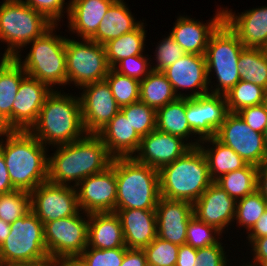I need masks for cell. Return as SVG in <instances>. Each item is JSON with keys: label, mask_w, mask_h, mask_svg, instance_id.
<instances>
[{"label": "cell", "mask_w": 267, "mask_h": 266, "mask_svg": "<svg viewBox=\"0 0 267 266\" xmlns=\"http://www.w3.org/2000/svg\"><path fill=\"white\" fill-rule=\"evenodd\" d=\"M30 207L42 223L73 216L81 211L75 187L49 181L30 192Z\"/></svg>", "instance_id": "cell-13"}, {"label": "cell", "mask_w": 267, "mask_h": 266, "mask_svg": "<svg viewBox=\"0 0 267 266\" xmlns=\"http://www.w3.org/2000/svg\"><path fill=\"white\" fill-rule=\"evenodd\" d=\"M127 248H86L77 258L86 266H121Z\"/></svg>", "instance_id": "cell-43"}, {"label": "cell", "mask_w": 267, "mask_h": 266, "mask_svg": "<svg viewBox=\"0 0 267 266\" xmlns=\"http://www.w3.org/2000/svg\"><path fill=\"white\" fill-rule=\"evenodd\" d=\"M105 81L120 108L139 101L140 81L123 75L113 68L109 69Z\"/></svg>", "instance_id": "cell-37"}, {"label": "cell", "mask_w": 267, "mask_h": 266, "mask_svg": "<svg viewBox=\"0 0 267 266\" xmlns=\"http://www.w3.org/2000/svg\"><path fill=\"white\" fill-rule=\"evenodd\" d=\"M229 114L224 95L207 93L186 98V118L200 140L216 136V132Z\"/></svg>", "instance_id": "cell-16"}, {"label": "cell", "mask_w": 267, "mask_h": 266, "mask_svg": "<svg viewBox=\"0 0 267 266\" xmlns=\"http://www.w3.org/2000/svg\"><path fill=\"white\" fill-rule=\"evenodd\" d=\"M263 135H264V138H265V142H266V144H267V125L265 126Z\"/></svg>", "instance_id": "cell-59"}, {"label": "cell", "mask_w": 267, "mask_h": 266, "mask_svg": "<svg viewBox=\"0 0 267 266\" xmlns=\"http://www.w3.org/2000/svg\"><path fill=\"white\" fill-rule=\"evenodd\" d=\"M222 244L220 242L219 244L197 249V259L193 266H229L227 262L230 261Z\"/></svg>", "instance_id": "cell-47"}, {"label": "cell", "mask_w": 267, "mask_h": 266, "mask_svg": "<svg viewBox=\"0 0 267 266\" xmlns=\"http://www.w3.org/2000/svg\"><path fill=\"white\" fill-rule=\"evenodd\" d=\"M52 90L47 84L26 75L12 105V130L29 131Z\"/></svg>", "instance_id": "cell-19"}, {"label": "cell", "mask_w": 267, "mask_h": 266, "mask_svg": "<svg viewBox=\"0 0 267 266\" xmlns=\"http://www.w3.org/2000/svg\"><path fill=\"white\" fill-rule=\"evenodd\" d=\"M240 80L267 90V53L261 48H244L238 60Z\"/></svg>", "instance_id": "cell-35"}, {"label": "cell", "mask_w": 267, "mask_h": 266, "mask_svg": "<svg viewBox=\"0 0 267 266\" xmlns=\"http://www.w3.org/2000/svg\"><path fill=\"white\" fill-rule=\"evenodd\" d=\"M155 210L157 237L178 246L184 245L188 222L194 216L193 204L160 197Z\"/></svg>", "instance_id": "cell-21"}, {"label": "cell", "mask_w": 267, "mask_h": 266, "mask_svg": "<svg viewBox=\"0 0 267 266\" xmlns=\"http://www.w3.org/2000/svg\"><path fill=\"white\" fill-rule=\"evenodd\" d=\"M222 232L217 228L199 221L193 216L187 225L186 243L192 248L199 249L219 244L221 239L219 236Z\"/></svg>", "instance_id": "cell-41"}, {"label": "cell", "mask_w": 267, "mask_h": 266, "mask_svg": "<svg viewBox=\"0 0 267 266\" xmlns=\"http://www.w3.org/2000/svg\"><path fill=\"white\" fill-rule=\"evenodd\" d=\"M57 26L53 25L41 37L29 43L32 44L25 59L21 58V54L14 57L28 76L47 84L51 89L56 84L67 85L66 38L53 33Z\"/></svg>", "instance_id": "cell-6"}, {"label": "cell", "mask_w": 267, "mask_h": 266, "mask_svg": "<svg viewBox=\"0 0 267 266\" xmlns=\"http://www.w3.org/2000/svg\"><path fill=\"white\" fill-rule=\"evenodd\" d=\"M205 143L212 146L210 147V145H206V148L204 146ZM199 147L206 156L209 175L213 182L222 175L242 169L247 165L238 154H236L229 146L220 142L216 137L201 140Z\"/></svg>", "instance_id": "cell-30"}, {"label": "cell", "mask_w": 267, "mask_h": 266, "mask_svg": "<svg viewBox=\"0 0 267 266\" xmlns=\"http://www.w3.org/2000/svg\"><path fill=\"white\" fill-rule=\"evenodd\" d=\"M256 190L267 201V161L257 168V188Z\"/></svg>", "instance_id": "cell-53"}, {"label": "cell", "mask_w": 267, "mask_h": 266, "mask_svg": "<svg viewBox=\"0 0 267 266\" xmlns=\"http://www.w3.org/2000/svg\"><path fill=\"white\" fill-rule=\"evenodd\" d=\"M246 238H261L267 236V211L259 218Z\"/></svg>", "instance_id": "cell-54"}, {"label": "cell", "mask_w": 267, "mask_h": 266, "mask_svg": "<svg viewBox=\"0 0 267 266\" xmlns=\"http://www.w3.org/2000/svg\"><path fill=\"white\" fill-rule=\"evenodd\" d=\"M247 239L249 246L252 248L251 253L253 252L252 265L262 266L267 263V236Z\"/></svg>", "instance_id": "cell-49"}, {"label": "cell", "mask_w": 267, "mask_h": 266, "mask_svg": "<svg viewBox=\"0 0 267 266\" xmlns=\"http://www.w3.org/2000/svg\"><path fill=\"white\" fill-rule=\"evenodd\" d=\"M223 9H217L214 17L206 23L179 16L169 34L186 54L205 55L211 34L223 22Z\"/></svg>", "instance_id": "cell-22"}, {"label": "cell", "mask_w": 267, "mask_h": 266, "mask_svg": "<svg viewBox=\"0 0 267 266\" xmlns=\"http://www.w3.org/2000/svg\"><path fill=\"white\" fill-rule=\"evenodd\" d=\"M87 248H127L121 220L116 212L89 214Z\"/></svg>", "instance_id": "cell-27"}, {"label": "cell", "mask_w": 267, "mask_h": 266, "mask_svg": "<svg viewBox=\"0 0 267 266\" xmlns=\"http://www.w3.org/2000/svg\"><path fill=\"white\" fill-rule=\"evenodd\" d=\"M171 83L162 71L152 70L140 81V101L158 109L177 99Z\"/></svg>", "instance_id": "cell-33"}, {"label": "cell", "mask_w": 267, "mask_h": 266, "mask_svg": "<svg viewBox=\"0 0 267 266\" xmlns=\"http://www.w3.org/2000/svg\"><path fill=\"white\" fill-rule=\"evenodd\" d=\"M0 60V72L14 59L13 56L3 54Z\"/></svg>", "instance_id": "cell-57"}, {"label": "cell", "mask_w": 267, "mask_h": 266, "mask_svg": "<svg viewBox=\"0 0 267 266\" xmlns=\"http://www.w3.org/2000/svg\"><path fill=\"white\" fill-rule=\"evenodd\" d=\"M212 183L208 162L200 147H192L159 170L160 196L170 200L193 204Z\"/></svg>", "instance_id": "cell-4"}, {"label": "cell", "mask_w": 267, "mask_h": 266, "mask_svg": "<svg viewBox=\"0 0 267 266\" xmlns=\"http://www.w3.org/2000/svg\"><path fill=\"white\" fill-rule=\"evenodd\" d=\"M53 25L22 0H4L0 5V41L7 43L4 54L15 57Z\"/></svg>", "instance_id": "cell-9"}, {"label": "cell", "mask_w": 267, "mask_h": 266, "mask_svg": "<svg viewBox=\"0 0 267 266\" xmlns=\"http://www.w3.org/2000/svg\"><path fill=\"white\" fill-rule=\"evenodd\" d=\"M215 137L247 164L260 166L267 161V144L263 133L252 130L237 113L226 116Z\"/></svg>", "instance_id": "cell-12"}, {"label": "cell", "mask_w": 267, "mask_h": 266, "mask_svg": "<svg viewBox=\"0 0 267 266\" xmlns=\"http://www.w3.org/2000/svg\"><path fill=\"white\" fill-rule=\"evenodd\" d=\"M10 223L4 222L0 219V246L4 243L8 235L10 234Z\"/></svg>", "instance_id": "cell-55"}, {"label": "cell", "mask_w": 267, "mask_h": 266, "mask_svg": "<svg viewBox=\"0 0 267 266\" xmlns=\"http://www.w3.org/2000/svg\"><path fill=\"white\" fill-rule=\"evenodd\" d=\"M75 189L79 208L84 213L115 212L117 197L115 158L104 171L83 179Z\"/></svg>", "instance_id": "cell-14"}, {"label": "cell", "mask_w": 267, "mask_h": 266, "mask_svg": "<svg viewBox=\"0 0 267 266\" xmlns=\"http://www.w3.org/2000/svg\"><path fill=\"white\" fill-rule=\"evenodd\" d=\"M31 210L30 192L14 190L0 194V219L13 223Z\"/></svg>", "instance_id": "cell-40"}, {"label": "cell", "mask_w": 267, "mask_h": 266, "mask_svg": "<svg viewBox=\"0 0 267 266\" xmlns=\"http://www.w3.org/2000/svg\"><path fill=\"white\" fill-rule=\"evenodd\" d=\"M22 1L26 5L36 10L37 12L43 14L54 25L59 24L58 22L61 21L62 17H64L63 13L66 12L67 13L66 15L68 17L70 10V2L68 1V3H65V0H22Z\"/></svg>", "instance_id": "cell-46"}, {"label": "cell", "mask_w": 267, "mask_h": 266, "mask_svg": "<svg viewBox=\"0 0 267 266\" xmlns=\"http://www.w3.org/2000/svg\"><path fill=\"white\" fill-rule=\"evenodd\" d=\"M62 266H86L78 258H65L61 260Z\"/></svg>", "instance_id": "cell-56"}, {"label": "cell", "mask_w": 267, "mask_h": 266, "mask_svg": "<svg viewBox=\"0 0 267 266\" xmlns=\"http://www.w3.org/2000/svg\"><path fill=\"white\" fill-rule=\"evenodd\" d=\"M133 129L142 138L156 129V109L137 101L120 108Z\"/></svg>", "instance_id": "cell-39"}, {"label": "cell", "mask_w": 267, "mask_h": 266, "mask_svg": "<svg viewBox=\"0 0 267 266\" xmlns=\"http://www.w3.org/2000/svg\"><path fill=\"white\" fill-rule=\"evenodd\" d=\"M32 266H62L61 260H49L45 263Z\"/></svg>", "instance_id": "cell-58"}, {"label": "cell", "mask_w": 267, "mask_h": 266, "mask_svg": "<svg viewBox=\"0 0 267 266\" xmlns=\"http://www.w3.org/2000/svg\"><path fill=\"white\" fill-rule=\"evenodd\" d=\"M10 228V234L0 246V262L10 266H32L50 260L43 223L31 210L10 223Z\"/></svg>", "instance_id": "cell-8"}, {"label": "cell", "mask_w": 267, "mask_h": 266, "mask_svg": "<svg viewBox=\"0 0 267 266\" xmlns=\"http://www.w3.org/2000/svg\"><path fill=\"white\" fill-rule=\"evenodd\" d=\"M22 66L14 58L0 72V129L12 130V105L21 80L26 76Z\"/></svg>", "instance_id": "cell-31"}, {"label": "cell", "mask_w": 267, "mask_h": 266, "mask_svg": "<svg viewBox=\"0 0 267 266\" xmlns=\"http://www.w3.org/2000/svg\"><path fill=\"white\" fill-rule=\"evenodd\" d=\"M266 211L267 201L255 190L252 194L237 200L234 220L248 233Z\"/></svg>", "instance_id": "cell-38"}, {"label": "cell", "mask_w": 267, "mask_h": 266, "mask_svg": "<svg viewBox=\"0 0 267 266\" xmlns=\"http://www.w3.org/2000/svg\"><path fill=\"white\" fill-rule=\"evenodd\" d=\"M244 48L237 35L224 21L211 34L205 53L207 77L210 86L211 72H215L216 74H213L216 75L218 83L214 85L215 88L210 86L209 93L225 95L240 81L238 60Z\"/></svg>", "instance_id": "cell-7"}, {"label": "cell", "mask_w": 267, "mask_h": 266, "mask_svg": "<svg viewBox=\"0 0 267 266\" xmlns=\"http://www.w3.org/2000/svg\"><path fill=\"white\" fill-rule=\"evenodd\" d=\"M150 61L151 60L143 54L134 55L119 61L113 69L130 78L142 81L152 71Z\"/></svg>", "instance_id": "cell-45"}, {"label": "cell", "mask_w": 267, "mask_h": 266, "mask_svg": "<svg viewBox=\"0 0 267 266\" xmlns=\"http://www.w3.org/2000/svg\"><path fill=\"white\" fill-rule=\"evenodd\" d=\"M249 264V265H248ZM246 263V265H242V266H256V265H252V264H250V263Z\"/></svg>", "instance_id": "cell-62"}, {"label": "cell", "mask_w": 267, "mask_h": 266, "mask_svg": "<svg viewBox=\"0 0 267 266\" xmlns=\"http://www.w3.org/2000/svg\"><path fill=\"white\" fill-rule=\"evenodd\" d=\"M223 21L237 35L245 48H261L267 44V6L245 10L237 15L223 9Z\"/></svg>", "instance_id": "cell-23"}, {"label": "cell", "mask_w": 267, "mask_h": 266, "mask_svg": "<svg viewBox=\"0 0 267 266\" xmlns=\"http://www.w3.org/2000/svg\"><path fill=\"white\" fill-rule=\"evenodd\" d=\"M83 213L43 223L50 260L77 258L87 248L89 214Z\"/></svg>", "instance_id": "cell-11"}, {"label": "cell", "mask_w": 267, "mask_h": 266, "mask_svg": "<svg viewBox=\"0 0 267 266\" xmlns=\"http://www.w3.org/2000/svg\"><path fill=\"white\" fill-rule=\"evenodd\" d=\"M196 254L197 249L192 248L187 244L179 246L178 258L175 266H193L197 259Z\"/></svg>", "instance_id": "cell-51"}, {"label": "cell", "mask_w": 267, "mask_h": 266, "mask_svg": "<svg viewBox=\"0 0 267 266\" xmlns=\"http://www.w3.org/2000/svg\"><path fill=\"white\" fill-rule=\"evenodd\" d=\"M156 53L154 56L156 60V65H153L152 70L163 71L173 63H175L179 58L186 55L183 49L179 46L177 42L174 41L173 37L169 34L167 37L160 40L158 45H156Z\"/></svg>", "instance_id": "cell-44"}, {"label": "cell", "mask_w": 267, "mask_h": 266, "mask_svg": "<svg viewBox=\"0 0 267 266\" xmlns=\"http://www.w3.org/2000/svg\"><path fill=\"white\" fill-rule=\"evenodd\" d=\"M121 266H148L145 251L127 248Z\"/></svg>", "instance_id": "cell-50"}, {"label": "cell", "mask_w": 267, "mask_h": 266, "mask_svg": "<svg viewBox=\"0 0 267 266\" xmlns=\"http://www.w3.org/2000/svg\"><path fill=\"white\" fill-rule=\"evenodd\" d=\"M156 129L169 133L174 136L181 137L183 140L191 147H199L200 139L195 136L194 132L191 130L188 120L186 118V98L178 97L174 101L160 107L156 110ZM197 137L194 139L195 142H188L190 136Z\"/></svg>", "instance_id": "cell-29"}, {"label": "cell", "mask_w": 267, "mask_h": 266, "mask_svg": "<svg viewBox=\"0 0 267 266\" xmlns=\"http://www.w3.org/2000/svg\"><path fill=\"white\" fill-rule=\"evenodd\" d=\"M97 135L113 158L133 157L141 142V137L121 111Z\"/></svg>", "instance_id": "cell-25"}, {"label": "cell", "mask_w": 267, "mask_h": 266, "mask_svg": "<svg viewBox=\"0 0 267 266\" xmlns=\"http://www.w3.org/2000/svg\"><path fill=\"white\" fill-rule=\"evenodd\" d=\"M162 72L178 97L195 98L209 93L205 55L186 54ZM183 89L192 92L187 95L178 92Z\"/></svg>", "instance_id": "cell-17"}, {"label": "cell", "mask_w": 267, "mask_h": 266, "mask_svg": "<svg viewBox=\"0 0 267 266\" xmlns=\"http://www.w3.org/2000/svg\"><path fill=\"white\" fill-rule=\"evenodd\" d=\"M127 248L144 249L157 237L156 210L116 209Z\"/></svg>", "instance_id": "cell-24"}, {"label": "cell", "mask_w": 267, "mask_h": 266, "mask_svg": "<svg viewBox=\"0 0 267 266\" xmlns=\"http://www.w3.org/2000/svg\"><path fill=\"white\" fill-rule=\"evenodd\" d=\"M0 137V149L16 190L31 192L48 181L49 149L39 139L23 130L0 129Z\"/></svg>", "instance_id": "cell-1"}, {"label": "cell", "mask_w": 267, "mask_h": 266, "mask_svg": "<svg viewBox=\"0 0 267 266\" xmlns=\"http://www.w3.org/2000/svg\"><path fill=\"white\" fill-rule=\"evenodd\" d=\"M144 28L143 22L134 31L111 39L104 44L106 59L110 68H113L119 61L125 58L143 54L147 33Z\"/></svg>", "instance_id": "cell-32"}, {"label": "cell", "mask_w": 267, "mask_h": 266, "mask_svg": "<svg viewBox=\"0 0 267 266\" xmlns=\"http://www.w3.org/2000/svg\"><path fill=\"white\" fill-rule=\"evenodd\" d=\"M257 168L256 165L247 164L242 169L222 175L215 183L237 201L256 190Z\"/></svg>", "instance_id": "cell-34"}, {"label": "cell", "mask_w": 267, "mask_h": 266, "mask_svg": "<svg viewBox=\"0 0 267 266\" xmlns=\"http://www.w3.org/2000/svg\"><path fill=\"white\" fill-rule=\"evenodd\" d=\"M143 250L148 266H175L179 246L156 237Z\"/></svg>", "instance_id": "cell-42"}, {"label": "cell", "mask_w": 267, "mask_h": 266, "mask_svg": "<svg viewBox=\"0 0 267 266\" xmlns=\"http://www.w3.org/2000/svg\"><path fill=\"white\" fill-rule=\"evenodd\" d=\"M53 89L46 97L36 123L30 132L45 146L68 144L83 138L80 98Z\"/></svg>", "instance_id": "cell-3"}, {"label": "cell", "mask_w": 267, "mask_h": 266, "mask_svg": "<svg viewBox=\"0 0 267 266\" xmlns=\"http://www.w3.org/2000/svg\"><path fill=\"white\" fill-rule=\"evenodd\" d=\"M67 84L78 89L84 85L104 81L110 69L105 47L91 39L78 41L66 38Z\"/></svg>", "instance_id": "cell-10"}, {"label": "cell", "mask_w": 267, "mask_h": 266, "mask_svg": "<svg viewBox=\"0 0 267 266\" xmlns=\"http://www.w3.org/2000/svg\"><path fill=\"white\" fill-rule=\"evenodd\" d=\"M68 28L78 37L90 39L97 31L107 10L116 0H69Z\"/></svg>", "instance_id": "cell-26"}, {"label": "cell", "mask_w": 267, "mask_h": 266, "mask_svg": "<svg viewBox=\"0 0 267 266\" xmlns=\"http://www.w3.org/2000/svg\"><path fill=\"white\" fill-rule=\"evenodd\" d=\"M191 148L181 137L155 129L141 138L137 154H134L133 158L159 171L182 157Z\"/></svg>", "instance_id": "cell-18"}, {"label": "cell", "mask_w": 267, "mask_h": 266, "mask_svg": "<svg viewBox=\"0 0 267 266\" xmlns=\"http://www.w3.org/2000/svg\"><path fill=\"white\" fill-rule=\"evenodd\" d=\"M83 126L87 134H97L120 111L107 82L90 83L79 88Z\"/></svg>", "instance_id": "cell-15"}, {"label": "cell", "mask_w": 267, "mask_h": 266, "mask_svg": "<svg viewBox=\"0 0 267 266\" xmlns=\"http://www.w3.org/2000/svg\"><path fill=\"white\" fill-rule=\"evenodd\" d=\"M236 200L213 182L193 203V214L222 233L235 219Z\"/></svg>", "instance_id": "cell-20"}, {"label": "cell", "mask_w": 267, "mask_h": 266, "mask_svg": "<svg viewBox=\"0 0 267 266\" xmlns=\"http://www.w3.org/2000/svg\"><path fill=\"white\" fill-rule=\"evenodd\" d=\"M229 113L266 102L267 90L257 84L240 80L224 95Z\"/></svg>", "instance_id": "cell-36"}, {"label": "cell", "mask_w": 267, "mask_h": 266, "mask_svg": "<svg viewBox=\"0 0 267 266\" xmlns=\"http://www.w3.org/2000/svg\"><path fill=\"white\" fill-rule=\"evenodd\" d=\"M239 117L254 131L263 133L267 125V103L246 107L237 112Z\"/></svg>", "instance_id": "cell-48"}, {"label": "cell", "mask_w": 267, "mask_h": 266, "mask_svg": "<svg viewBox=\"0 0 267 266\" xmlns=\"http://www.w3.org/2000/svg\"><path fill=\"white\" fill-rule=\"evenodd\" d=\"M55 148L48 156V181L58 185L72 186V182L75 187L88 176L104 171L113 159L97 134H86Z\"/></svg>", "instance_id": "cell-2"}, {"label": "cell", "mask_w": 267, "mask_h": 266, "mask_svg": "<svg viewBox=\"0 0 267 266\" xmlns=\"http://www.w3.org/2000/svg\"><path fill=\"white\" fill-rule=\"evenodd\" d=\"M16 190L10 180L5 159L0 149V194L10 193Z\"/></svg>", "instance_id": "cell-52"}, {"label": "cell", "mask_w": 267, "mask_h": 266, "mask_svg": "<svg viewBox=\"0 0 267 266\" xmlns=\"http://www.w3.org/2000/svg\"><path fill=\"white\" fill-rule=\"evenodd\" d=\"M0 266H10V265H7V264L0 262Z\"/></svg>", "instance_id": "cell-60"}, {"label": "cell", "mask_w": 267, "mask_h": 266, "mask_svg": "<svg viewBox=\"0 0 267 266\" xmlns=\"http://www.w3.org/2000/svg\"><path fill=\"white\" fill-rule=\"evenodd\" d=\"M263 49H264V52L267 53V44Z\"/></svg>", "instance_id": "cell-61"}, {"label": "cell", "mask_w": 267, "mask_h": 266, "mask_svg": "<svg viewBox=\"0 0 267 266\" xmlns=\"http://www.w3.org/2000/svg\"><path fill=\"white\" fill-rule=\"evenodd\" d=\"M116 209L155 210L160 196L159 171L133 157L115 158Z\"/></svg>", "instance_id": "cell-5"}, {"label": "cell", "mask_w": 267, "mask_h": 266, "mask_svg": "<svg viewBox=\"0 0 267 266\" xmlns=\"http://www.w3.org/2000/svg\"><path fill=\"white\" fill-rule=\"evenodd\" d=\"M142 23V21H136L124 0L115 1L90 39L104 45L111 39L134 31Z\"/></svg>", "instance_id": "cell-28"}]
</instances>
